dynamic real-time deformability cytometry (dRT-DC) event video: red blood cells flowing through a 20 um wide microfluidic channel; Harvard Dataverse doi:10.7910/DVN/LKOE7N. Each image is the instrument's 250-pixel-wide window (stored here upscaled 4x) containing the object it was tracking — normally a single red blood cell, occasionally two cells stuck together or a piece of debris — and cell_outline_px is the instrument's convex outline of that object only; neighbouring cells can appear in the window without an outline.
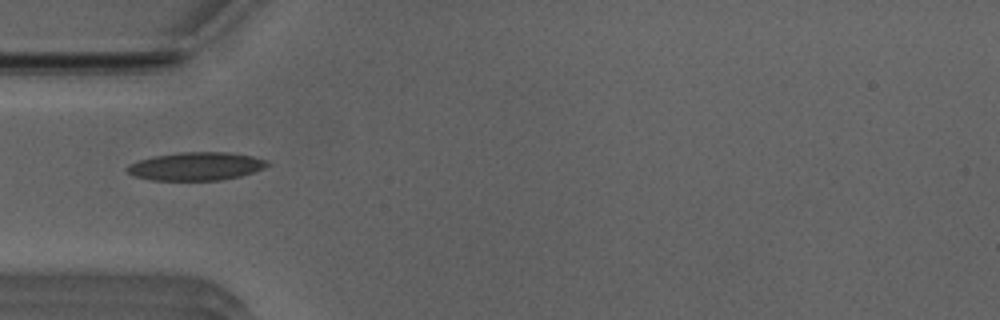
{"species": "Egyptian fruit bat (a non-hibernating species)", "species_latin": "Rousettus aegyptiacus", "temperature_condition": "room temperature", "stored_images_in_passage": 32, "camera_frame_rate_fps": 3000, "um_per_image_px": 0.085, "animal": {"sex": "male"}, "frame": {"image": 1, "passage_image": 2, "time_ms": 0.333, "image_size_px": [1000, 320], "cell_outline_px": [[272, 164], [264, 168], [240, 176], [220, 180], [152, 180], [136, 176], [128, 172], [124, 168], [128, 164], [140, 160], [156, 156], [180, 152], [228, 152], [252, 156], [268, 160]], "centroid_in_image_um": [16.7, 14.13], "position_along_channel_um": 68.3, "area_um2": 22.95}}
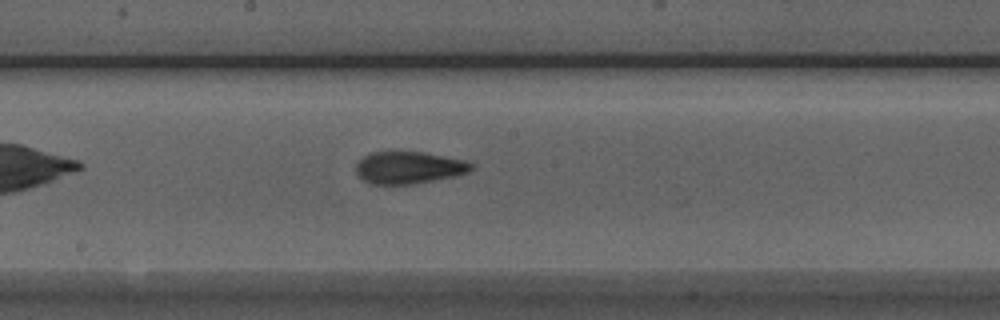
{"frame": {"image": 2, "passage_image": 13, "time_ms": 4.0, "image_size_px": [1000, 320], "cell_outline_px": [[476, 168], [468, 172], [452, 176], [412, 184], [368, 184], [356, 172], [356, 164], [364, 156], [372, 152], [424, 152], [464, 160], [476, 164]], "centroid_in_image_um": [34.77, 14.24], "position_along_channel_um": 213.4, "area_um2": 21.5}}
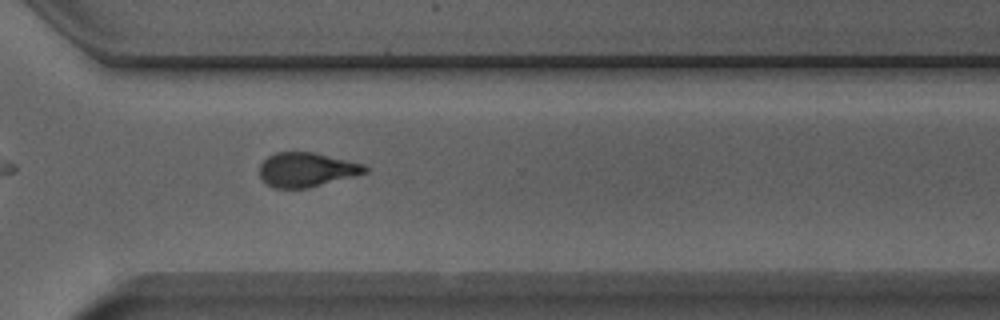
{"frame": {"image": 3, "passage_image": 23, "time_ms": 7.333, "image_size_px": [1000, 320], "cell_outline_px": [[368, 172], [356, 176], [308, 188], [276, 188], [268, 184], [260, 176], [260, 164], [268, 156], [276, 152], [312, 152], [364, 164], [368, 168]], "centroid_in_image_um": [26.08, 14.42], "position_along_channel_um": 344.5, "area_um2": 20.98}, "authors_computed_cell_mechanics": {"area_um2": 21.7328, "velocity_mm_per_s": 3.9364, "shape_relaxation_time_tau1_ms": 6.0058, "shape_relaxation_time_tau2_ms": 1.7159, "deformation_change_tau1": 0.1734, "deformation_change_tau2": 0.0908}}